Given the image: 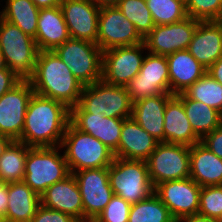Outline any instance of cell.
Wrapping results in <instances>:
<instances>
[{"instance_id":"cell-4","label":"cell","mask_w":222,"mask_h":222,"mask_svg":"<svg viewBox=\"0 0 222 222\" xmlns=\"http://www.w3.org/2000/svg\"><path fill=\"white\" fill-rule=\"evenodd\" d=\"M0 51L6 67L19 78L28 80L32 76L39 53L35 39L1 17Z\"/></svg>"},{"instance_id":"cell-29","label":"cell","mask_w":222,"mask_h":222,"mask_svg":"<svg viewBox=\"0 0 222 222\" xmlns=\"http://www.w3.org/2000/svg\"><path fill=\"white\" fill-rule=\"evenodd\" d=\"M39 11L40 9L31 0H7L0 17L35 38Z\"/></svg>"},{"instance_id":"cell-3","label":"cell","mask_w":222,"mask_h":222,"mask_svg":"<svg viewBox=\"0 0 222 222\" xmlns=\"http://www.w3.org/2000/svg\"><path fill=\"white\" fill-rule=\"evenodd\" d=\"M61 148L70 173L83 169L109 167L115 158L114 152L92 135L78 130L69 122Z\"/></svg>"},{"instance_id":"cell-7","label":"cell","mask_w":222,"mask_h":222,"mask_svg":"<svg viewBox=\"0 0 222 222\" xmlns=\"http://www.w3.org/2000/svg\"><path fill=\"white\" fill-rule=\"evenodd\" d=\"M54 52L84 86L102 80L103 51L98 44L70 38Z\"/></svg>"},{"instance_id":"cell-28","label":"cell","mask_w":222,"mask_h":222,"mask_svg":"<svg viewBox=\"0 0 222 222\" xmlns=\"http://www.w3.org/2000/svg\"><path fill=\"white\" fill-rule=\"evenodd\" d=\"M177 96L183 102V108L194 133L201 140L222 124L221 113L217 110L203 102L188 98L184 93Z\"/></svg>"},{"instance_id":"cell-27","label":"cell","mask_w":222,"mask_h":222,"mask_svg":"<svg viewBox=\"0 0 222 222\" xmlns=\"http://www.w3.org/2000/svg\"><path fill=\"white\" fill-rule=\"evenodd\" d=\"M40 204V195L24 181L8 183V208L3 219L11 222H31Z\"/></svg>"},{"instance_id":"cell-40","label":"cell","mask_w":222,"mask_h":222,"mask_svg":"<svg viewBox=\"0 0 222 222\" xmlns=\"http://www.w3.org/2000/svg\"><path fill=\"white\" fill-rule=\"evenodd\" d=\"M22 79L19 78L13 71L8 67L0 70V97L7 91L11 90L17 85Z\"/></svg>"},{"instance_id":"cell-18","label":"cell","mask_w":222,"mask_h":222,"mask_svg":"<svg viewBox=\"0 0 222 222\" xmlns=\"http://www.w3.org/2000/svg\"><path fill=\"white\" fill-rule=\"evenodd\" d=\"M125 119L108 118L103 113H87L79 104L70 109V122L80 131L100 140L113 152L118 149Z\"/></svg>"},{"instance_id":"cell-47","label":"cell","mask_w":222,"mask_h":222,"mask_svg":"<svg viewBox=\"0 0 222 222\" xmlns=\"http://www.w3.org/2000/svg\"><path fill=\"white\" fill-rule=\"evenodd\" d=\"M5 68H6V64H5L3 55H2V53L0 51V70L5 69Z\"/></svg>"},{"instance_id":"cell-10","label":"cell","mask_w":222,"mask_h":222,"mask_svg":"<svg viewBox=\"0 0 222 222\" xmlns=\"http://www.w3.org/2000/svg\"><path fill=\"white\" fill-rule=\"evenodd\" d=\"M132 103L150 96L170 93L169 70L166 56L148 53L137 75L125 85Z\"/></svg>"},{"instance_id":"cell-24","label":"cell","mask_w":222,"mask_h":222,"mask_svg":"<svg viewBox=\"0 0 222 222\" xmlns=\"http://www.w3.org/2000/svg\"><path fill=\"white\" fill-rule=\"evenodd\" d=\"M34 39L39 51H54L70 39L60 6L40 9Z\"/></svg>"},{"instance_id":"cell-13","label":"cell","mask_w":222,"mask_h":222,"mask_svg":"<svg viewBox=\"0 0 222 222\" xmlns=\"http://www.w3.org/2000/svg\"><path fill=\"white\" fill-rule=\"evenodd\" d=\"M140 43H143V38L117 6L100 8L97 44L103 52L115 47Z\"/></svg>"},{"instance_id":"cell-31","label":"cell","mask_w":222,"mask_h":222,"mask_svg":"<svg viewBox=\"0 0 222 222\" xmlns=\"http://www.w3.org/2000/svg\"><path fill=\"white\" fill-rule=\"evenodd\" d=\"M128 222H176L168 208L153 193L131 205Z\"/></svg>"},{"instance_id":"cell-17","label":"cell","mask_w":222,"mask_h":222,"mask_svg":"<svg viewBox=\"0 0 222 222\" xmlns=\"http://www.w3.org/2000/svg\"><path fill=\"white\" fill-rule=\"evenodd\" d=\"M60 7L70 38L97 44L100 7L91 0H61Z\"/></svg>"},{"instance_id":"cell-26","label":"cell","mask_w":222,"mask_h":222,"mask_svg":"<svg viewBox=\"0 0 222 222\" xmlns=\"http://www.w3.org/2000/svg\"><path fill=\"white\" fill-rule=\"evenodd\" d=\"M190 178L201 187L222 185V159L201 141L190 146Z\"/></svg>"},{"instance_id":"cell-37","label":"cell","mask_w":222,"mask_h":222,"mask_svg":"<svg viewBox=\"0 0 222 222\" xmlns=\"http://www.w3.org/2000/svg\"><path fill=\"white\" fill-rule=\"evenodd\" d=\"M131 204L113 195L110 202L93 222H128Z\"/></svg>"},{"instance_id":"cell-41","label":"cell","mask_w":222,"mask_h":222,"mask_svg":"<svg viewBox=\"0 0 222 222\" xmlns=\"http://www.w3.org/2000/svg\"><path fill=\"white\" fill-rule=\"evenodd\" d=\"M212 78L222 84V56L206 71Z\"/></svg>"},{"instance_id":"cell-34","label":"cell","mask_w":222,"mask_h":222,"mask_svg":"<svg viewBox=\"0 0 222 222\" xmlns=\"http://www.w3.org/2000/svg\"><path fill=\"white\" fill-rule=\"evenodd\" d=\"M155 25H168L184 20L185 5L179 0H145Z\"/></svg>"},{"instance_id":"cell-43","label":"cell","mask_w":222,"mask_h":222,"mask_svg":"<svg viewBox=\"0 0 222 222\" xmlns=\"http://www.w3.org/2000/svg\"><path fill=\"white\" fill-rule=\"evenodd\" d=\"M39 9L60 6L61 0H31Z\"/></svg>"},{"instance_id":"cell-50","label":"cell","mask_w":222,"mask_h":222,"mask_svg":"<svg viewBox=\"0 0 222 222\" xmlns=\"http://www.w3.org/2000/svg\"><path fill=\"white\" fill-rule=\"evenodd\" d=\"M5 183L0 179V188L4 185Z\"/></svg>"},{"instance_id":"cell-36","label":"cell","mask_w":222,"mask_h":222,"mask_svg":"<svg viewBox=\"0 0 222 222\" xmlns=\"http://www.w3.org/2000/svg\"><path fill=\"white\" fill-rule=\"evenodd\" d=\"M185 8L188 17L199 21H216L222 11V0H189Z\"/></svg>"},{"instance_id":"cell-5","label":"cell","mask_w":222,"mask_h":222,"mask_svg":"<svg viewBox=\"0 0 222 222\" xmlns=\"http://www.w3.org/2000/svg\"><path fill=\"white\" fill-rule=\"evenodd\" d=\"M59 148L61 146L30 147L27 152L23 181L38 195L70 174Z\"/></svg>"},{"instance_id":"cell-52","label":"cell","mask_w":222,"mask_h":222,"mask_svg":"<svg viewBox=\"0 0 222 222\" xmlns=\"http://www.w3.org/2000/svg\"><path fill=\"white\" fill-rule=\"evenodd\" d=\"M0 222H11V221H7V220L2 219Z\"/></svg>"},{"instance_id":"cell-2","label":"cell","mask_w":222,"mask_h":222,"mask_svg":"<svg viewBox=\"0 0 222 222\" xmlns=\"http://www.w3.org/2000/svg\"><path fill=\"white\" fill-rule=\"evenodd\" d=\"M36 94L65 104H79L83 84L54 51H39L35 71L28 79Z\"/></svg>"},{"instance_id":"cell-6","label":"cell","mask_w":222,"mask_h":222,"mask_svg":"<svg viewBox=\"0 0 222 222\" xmlns=\"http://www.w3.org/2000/svg\"><path fill=\"white\" fill-rule=\"evenodd\" d=\"M109 183L114 195L135 204L149 198L154 187L149 178L147 162L115 157L108 167Z\"/></svg>"},{"instance_id":"cell-46","label":"cell","mask_w":222,"mask_h":222,"mask_svg":"<svg viewBox=\"0 0 222 222\" xmlns=\"http://www.w3.org/2000/svg\"><path fill=\"white\" fill-rule=\"evenodd\" d=\"M11 142L12 140L10 138L0 134V156Z\"/></svg>"},{"instance_id":"cell-33","label":"cell","mask_w":222,"mask_h":222,"mask_svg":"<svg viewBox=\"0 0 222 222\" xmlns=\"http://www.w3.org/2000/svg\"><path fill=\"white\" fill-rule=\"evenodd\" d=\"M117 7L134 24L143 39L154 28L153 17L145 0H120Z\"/></svg>"},{"instance_id":"cell-11","label":"cell","mask_w":222,"mask_h":222,"mask_svg":"<svg viewBox=\"0 0 222 222\" xmlns=\"http://www.w3.org/2000/svg\"><path fill=\"white\" fill-rule=\"evenodd\" d=\"M72 174L80 189L84 222H93L114 195L109 183L108 167L83 169Z\"/></svg>"},{"instance_id":"cell-21","label":"cell","mask_w":222,"mask_h":222,"mask_svg":"<svg viewBox=\"0 0 222 222\" xmlns=\"http://www.w3.org/2000/svg\"><path fill=\"white\" fill-rule=\"evenodd\" d=\"M208 69L222 56V32L215 21H200L187 49Z\"/></svg>"},{"instance_id":"cell-39","label":"cell","mask_w":222,"mask_h":222,"mask_svg":"<svg viewBox=\"0 0 222 222\" xmlns=\"http://www.w3.org/2000/svg\"><path fill=\"white\" fill-rule=\"evenodd\" d=\"M201 142L208 149L222 159V124L207 134Z\"/></svg>"},{"instance_id":"cell-38","label":"cell","mask_w":222,"mask_h":222,"mask_svg":"<svg viewBox=\"0 0 222 222\" xmlns=\"http://www.w3.org/2000/svg\"><path fill=\"white\" fill-rule=\"evenodd\" d=\"M31 222H78L71 215L56 211L40 204Z\"/></svg>"},{"instance_id":"cell-16","label":"cell","mask_w":222,"mask_h":222,"mask_svg":"<svg viewBox=\"0 0 222 222\" xmlns=\"http://www.w3.org/2000/svg\"><path fill=\"white\" fill-rule=\"evenodd\" d=\"M200 21L192 17L168 25H155L143 39L148 53L167 56L186 50Z\"/></svg>"},{"instance_id":"cell-30","label":"cell","mask_w":222,"mask_h":222,"mask_svg":"<svg viewBox=\"0 0 222 222\" xmlns=\"http://www.w3.org/2000/svg\"><path fill=\"white\" fill-rule=\"evenodd\" d=\"M29 146L12 141L0 156V179L5 183L23 181Z\"/></svg>"},{"instance_id":"cell-44","label":"cell","mask_w":222,"mask_h":222,"mask_svg":"<svg viewBox=\"0 0 222 222\" xmlns=\"http://www.w3.org/2000/svg\"><path fill=\"white\" fill-rule=\"evenodd\" d=\"M176 222H217V221L211 220L200 214H194V215L183 217L177 220Z\"/></svg>"},{"instance_id":"cell-32","label":"cell","mask_w":222,"mask_h":222,"mask_svg":"<svg viewBox=\"0 0 222 222\" xmlns=\"http://www.w3.org/2000/svg\"><path fill=\"white\" fill-rule=\"evenodd\" d=\"M183 93L188 98L203 102L222 114V84L207 72Z\"/></svg>"},{"instance_id":"cell-9","label":"cell","mask_w":222,"mask_h":222,"mask_svg":"<svg viewBox=\"0 0 222 222\" xmlns=\"http://www.w3.org/2000/svg\"><path fill=\"white\" fill-rule=\"evenodd\" d=\"M146 162L153 187L164 181L190 177L189 146L158 143Z\"/></svg>"},{"instance_id":"cell-45","label":"cell","mask_w":222,"mask_h":222,"mask_svg":"<svg viewBox=\"0 0 222 222\" xmlns=\"http://www.w3.org/2000/svg\"><path fill=\"white\" fill-rule=\"evenodd\" d=\"M91 1L101 8V7L117 6L120 0H91Z\"/></svg>"},{"instance_id":"cell-1","label":"cell","mask_w":222,"mask_h":222,"mask_svg":"<svg viewBox=\"0 0 222 222\" xmlns=\"http://www.w3.org/2000/svg\"><path fill=\"white\" fill-rule=\"evenodd\" d=\"M70 122V109L63 103L33 93L19 142L29 147L60 146Z\"/></svg>"},{"instance_id":"cell-12","label":"cell","mask_w":222,"mask_h":222,"mask_svg":"<svg viewBox=\"0 0 222 222\" xmlns=\"http://www.w3.org/2000/svg\"><path fill=\"white\" fill-rule=\"evenodd\" d=\"M143 50H146L144 43L105 50L102 80L110 85L125 86L139 73L145 57Z\"/></svg>"},{"instance_id":"cell-14","label":"cell","mask_w":222,"mask_h":222,"mask_svg":"<svg viewBox=\"0 0 222 222\" xmlns=\"http://www.w3.org/2000/svg\"><path fill=\"white\" fill-rule=\"evenodd\" d=\"M34 93L29 80H21L0 97V134L19 141L29 101Z\"/></svg>"},{"instance_id":"cell-22","label":"cell","mask_w":222,"mask_h":222,"mask_svg":"<svg viewBox=\"0 0 222 222\" xmlns=\"http://www.w3.org/2000/svg\"><path fill=\"white\" fill-rule=\"evenodd\" d=\"M200 141L186 116L182 100L173 95L164 111V142L190 147Z\"/></svg>"},{"instance_id":"cell-8","label":"cell","mask_w":222,"mask_h":222,"mask_svg":"<svg viewBox=\"0 0 222 222\" xmlns=\"http://www.w3.org/2000/svg\"><path fill=\"white\" fill-rule=\"evenodd\" d=\"M79 105L87 113H103L108 118L132 117L133 103L125 86L110 85L103 80L83 86Z\"/></svg>"},{"instance_id":"cell-35","label":"cell","mask_w":222,"mask_h":222,"mask_svg":"<svg viewBox=\"0 0 222 222\" xmlns=\"http://www.w3.org/2000/svg\"><path fill=\"white\" fill-rule=\"evenodd\" d=\"M198 214L222 222V185L201 187Z\"/></svg>"},{"instance_id":"cell-48","label":"cell","mask_w":222,"mask_h":222,"mask_svg":"<svg viewBox=\"0 0 222 222\" xmlns=\"http://www.w3.org/2000/svg\"><path fill=\"white\" fill-rule=\"evenodd\" d=\"M215 22L219 25L222 32V20H216Z\"/></svg>"},{"instance_id":"cell-25","label":"cell","mask_w":222,"mask_h":222,"mask_svg":"<svg viewBox=\"0 0 222 222\" xmlns=\"http://www.w3.org/2000/svg\"><path fill=\"white\" fill-rule=\"evenodd\" d=\"M172 96L162 93L133 103V119L159 143L164 142V111Z\"/></svg>"},{"instance_id":"cell-15","label":"cell","mask_w":222,"mask_h":222,"mask_svg":"<svg viewBox=\"0 0 222 222\" xmlns=\"http://www.w3.org/2000/svg\"><path fill=\"white\" fill-rule=\"evenodd\" d=\"M200 192L201 186L190 177L164 181L154 187L155 195L168 208L176 221L198 214Z\"/></svg>"},{"instance_id":"cell-42","label":"cell","mask_w":222,"mask_h":222,"mask_svg":"<svg viewBox=\"0 0 222 222\" xmlns=\"http://www.w3.org/2000/svg\"><path fill=\"white\" fill-rule=\"evenodd\" d=\"M8 208V184H4L0 188V216L3 218Z\"/></svg>"},{"instance_id":"cell-23","label":"cell","mask_w":222,"mask_h":222,"mask_svg":"<svg viewBox=\"0 0 222 222\" xmlns=\"http://www.w3.org/2000/svg\"><path fill=\"white\" fill-rule=\"evenodd\" d=\"M170 93L177 95L201 78L207 69L186 49L167 55Z\"/></svg>"},{"instance_id":"cell-49","label":"cell","mask_w":222,"mask_h":222,"mask_svg":"<svg viewBox=\"0 0 222 222\" xmlns=\"http://www.w3.org/2000/svg\"><path fill=\"white\" fill-rule=\"evenodd\" d=\"M179 1H181L184 5H186L189 0H179Z\"/></svg>"},{"instance_id":"cell-19","label":"cell","mask_w":222,"mask_h":222,"mask_svg":"<svg viewBox=\"0 0 222 222\" xmlns=\"http://www.w3.org/2000/svg\"><path fill=\"white\" fill-rule=\"evenodd\" d=\"M40 201L45 207L71 215L78 222H84L81 193L72 173L48 187L40 195Z\"/></svg>"},{"instance_id":"cell-51","label":"cell","mask_w":222,"mask_h":222,"mask_svg":"<svg viewBox=\"0 0 222 222\" xmlns=\"http://www.w3.org/2000/svg\"><path fill=\"white\" fill-rule=\"evenodd\" d=\"M217 20H222V11H221V14H220V16L218 17Z\"/></svg>"},{"instance_id":"cell-20","label":"cell","mask_w":222,"mask_h":222,"mask_svg":"<svg viewBox=\"0 0 222 222\" xmlns=\"http://www.w3.org/2000/svg\"><path fill=\"white\" fill-rule=\"evenodd\" d=\"M159 142L144 130L133 117L126 118L114 156L126 160L146 161Z\"/></svg>"}]
</instances>
